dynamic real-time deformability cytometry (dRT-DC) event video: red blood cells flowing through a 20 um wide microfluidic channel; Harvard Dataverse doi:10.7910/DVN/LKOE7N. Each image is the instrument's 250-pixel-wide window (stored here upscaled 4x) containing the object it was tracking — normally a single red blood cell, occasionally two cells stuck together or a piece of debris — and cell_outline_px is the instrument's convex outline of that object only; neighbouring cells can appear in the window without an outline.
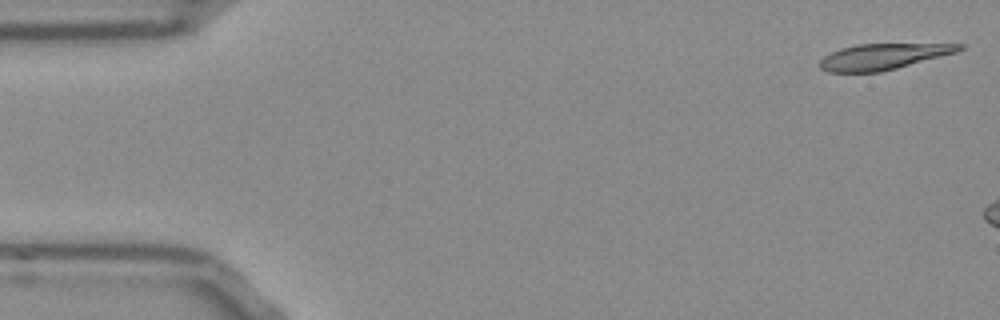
{"species": "Egyptian fruit bat (a non-hibernating species)", "species_latin": "Rousettus aegyptiacus", "temperature_condition": "room temperature", "stored_images_in_passage": 7, "camera_frame_rate_fps": 3000, "um_per_image_px": 0.085, "frame": {"image": 1, "passage_image": 1, "time_ms": 0.0, "image_size_px": [1000, 320], "cell_outline_px": [[964, 48], [956, 52], [896, 68], [880, 72], [828, 72], [820, 68], [820, 60], [824, 56], [840, 48], [856, 44], [964, 44]], "centroid_in_image_um": [75.03, 4.81], "position_along_channel_um": 10.0, "area_um2": 20.75}}